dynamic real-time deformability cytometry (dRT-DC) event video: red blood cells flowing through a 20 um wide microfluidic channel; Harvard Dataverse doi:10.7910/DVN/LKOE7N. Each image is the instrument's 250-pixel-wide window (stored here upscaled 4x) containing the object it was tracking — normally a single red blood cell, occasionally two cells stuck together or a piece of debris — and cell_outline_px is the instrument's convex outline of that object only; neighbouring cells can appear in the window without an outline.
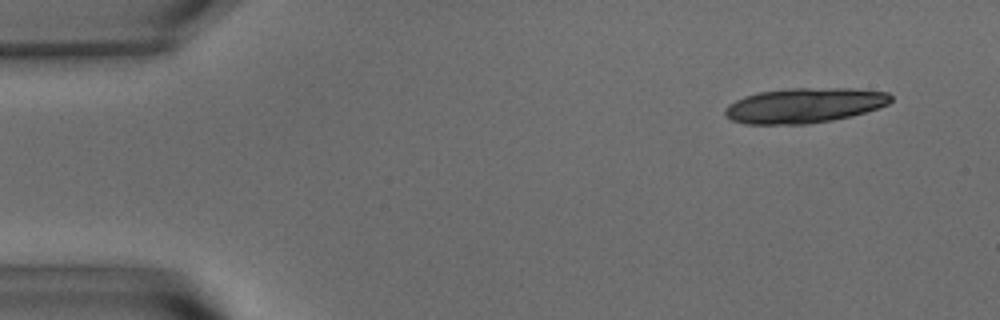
{"species": "common noctule bat (a hibernating species)", "species_latin": "Nyctalus noctula", "temperature_condition": "warm", "stored_images_in_passage": 10, "camera_frame_rate_fps": 3000, "um_per_image_px": 0.085, "animal": {"sex": "male", "body_mass_g": 15.6}, "frame": {"image": 1, "passage_image": 1, "time_ms": 0.0, "image_size_px": [1000, 320], "cell_outline_px": [[892, 100], [888, 104], [864, 112], [832, 120], [808, 124], [744, 124], [732, 120], [724, 116], [724, 108], [728, 104], [744, 96], [760, 92], [792, 88], [848, 88], [888, 92], [892, 96]], "centroid_in_image_um": [68.33, 8.96], "position_along_channel_um": 16.7, "area_um2": 33.76}}